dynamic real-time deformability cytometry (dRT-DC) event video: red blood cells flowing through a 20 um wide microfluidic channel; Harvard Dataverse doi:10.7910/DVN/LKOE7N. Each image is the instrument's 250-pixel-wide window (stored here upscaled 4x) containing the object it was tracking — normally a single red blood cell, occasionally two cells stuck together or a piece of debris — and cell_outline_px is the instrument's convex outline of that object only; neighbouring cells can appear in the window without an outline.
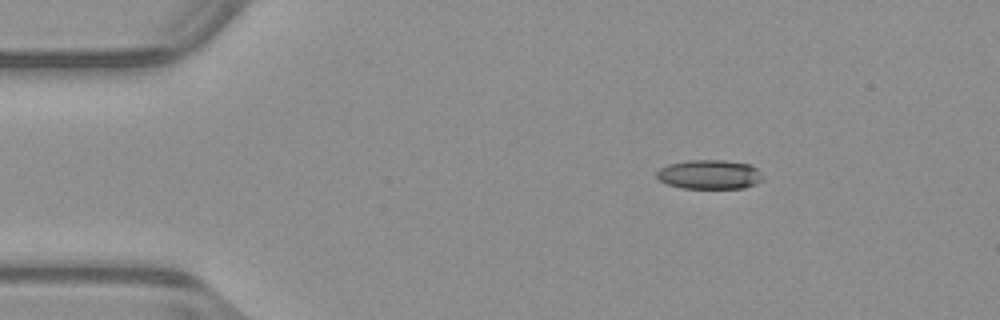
{"species": "common noctule bat (a hibernating species)", "species_latin": "Nyctalus noctula", "temperature_condition": "warm", "stored_images_in_passage": 45, "camera_frame_rate_fps": 3000, "um_per_image_px": 0.085, "animal": {"sex": "male", "body_mass_g": 23.1, "forearm_length_mm": 52.7}, "frame": {"image": 1, "passage_image": 1, "time_ms": 0.0, "image_size_px": [1000, 320], "cell_outline_px": [[764, 180], [756, 184], [744, 188], [680, 188], [668, 184], [660, 180], [656, 176], [656, 172], [660, 168], [668, 164], [688, 160], [724, 160], [752, 164], [760, 172]], "centroid_in_image_um": [60.33, 14.83], "position_along_channel_um": 24.7, "area_um2": 18.26}}
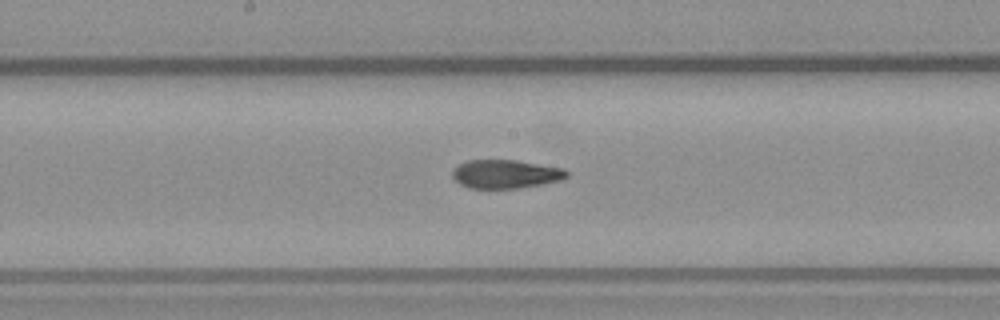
{"frame": {"image": 2, "passage_image": 20, "time_ms": 6.333, "image_size_px": [1000, 320], "cell_outline_px": [[568, 176], [560, 180], [544, 184], [520, 188], [468, 188], [460, 184], [452, 176], [452, 172], [460, 164], [468, 160], [516, 160], [564, 168], [568, 172]], "centroid_in_image_um": [43.0, 14.8], "position_along_channel_um": 205.2, "area_um2": 19.02}}
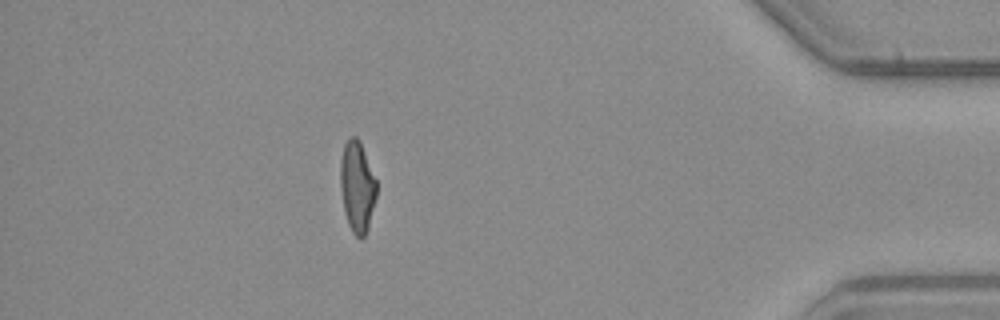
{"frame": {"image": 3, "passage_image": 39, "time_ms": 12.667, "image_size_px": [1000, 320], "cell_outline_px": [[376, 196], [368, 228], [364, 236], [360, 240], [352, 232], [348, 224], [344, 212], [340, 188], [340, 160], [344, 144], [348, 136], [356, 136], [360, 140], [376, 180]], "centroid_in_image_um": [30.34, 15.85], "position_along_channel_um": 404.9, "area_um2": 19.36}, "authors_computed_cell_mechanics": {"area_um2": 19.652, "velocity_mm_per_s": 3.965, "shape_relaxation_time_tau1_ms": null, "shape_relaxation_time_tau2_ms": 2.7606, "deformation_change_tau1": null, "deformation_change_tau2": 0.114}}